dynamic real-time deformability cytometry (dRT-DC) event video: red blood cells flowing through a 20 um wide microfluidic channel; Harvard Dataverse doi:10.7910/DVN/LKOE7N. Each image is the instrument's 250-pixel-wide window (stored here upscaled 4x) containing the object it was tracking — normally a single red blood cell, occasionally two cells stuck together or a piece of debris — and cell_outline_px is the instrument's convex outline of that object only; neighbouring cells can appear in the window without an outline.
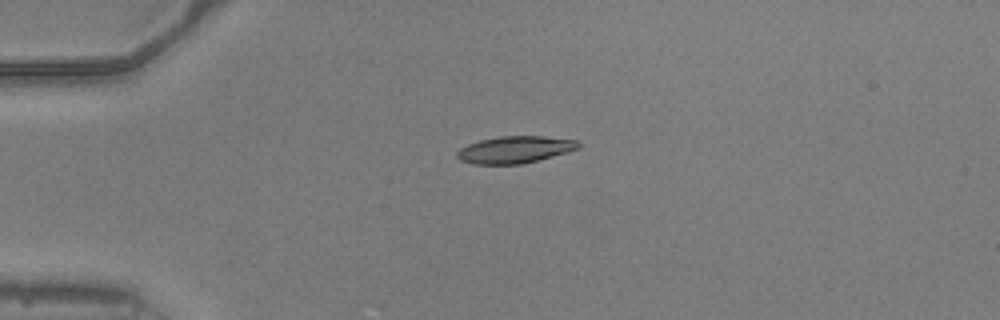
{"species": "common noctule bat (a hibernating species)", "species_latin": "Nyctalus noctula", "temperature_condition": "warm", "stored_images_in_passage": 40, "camera_frame_rate_fps": 3000, "um_per_image_px": 0.085, "animal": {"sex": "male", "body_mass_g": 20.5, "forearm_length_mm": 52.5}, "frame": {"image": 1, "passage_image": 1, "time_ms": 0.0, "image_size_px": [1000, 320], "cell_outline_px": [[580, 148], [568, 152], [520, 164], [472, 164], [460, 160], [456, 156], [456, 152], [460, 148], [468, 144], [480, 140], [500, 136], [540, 136], [580, 140]], "centroid_in_image_um": [43.77, 12.71], "position_along_channel_um": 41.2, "area_um2": 19.07}}
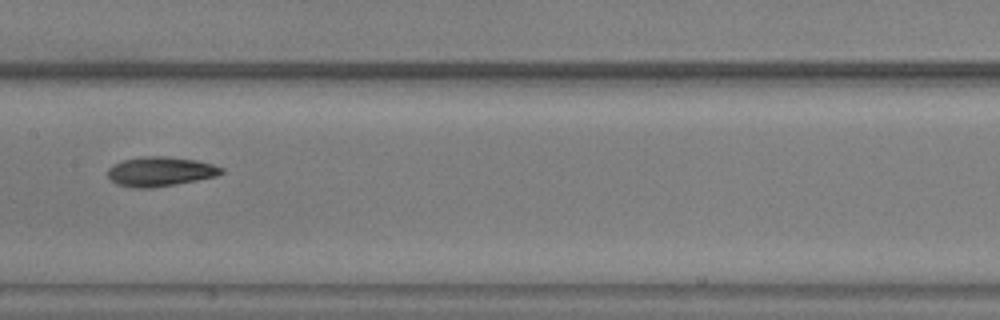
{"frame": {"image": 2, "passage_image": 15, "time_ms": 4.667, "image_size_px": [1000, 320], "cell_outline_px": [[224, 172], [216, 176], [196, 180], [152, 188], [132, 188], [116, 184], [108, 176], [108, 168], [112, 164], [124, 160], [140, 156], [164, 156], [196, 160], [212, 164], [224, 168]], "centroid_in_image_um": [13.6, 14.58], "position_along_channel_um": 193.8, "area_um2": 19.54}}
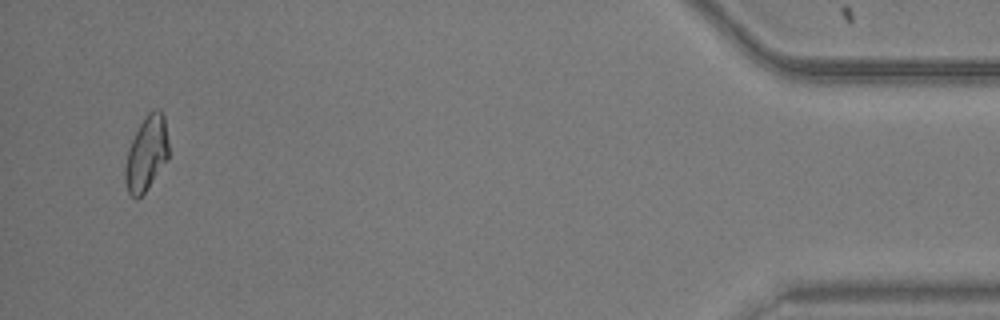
{"frame": {"image": 3, "passage_image": 38, "time_ms": 12.333, "image_size_px": [1000, 320], "cell_outline_px": [[168, 160], [144, 192], [136, 200], [128, 192], [124, 180], [124, 168], [128, 148], [144, 116], [148, 112], [156, 108], [160, 108], [164, 116], [168, 140]], "centroid_in_image_um": [12.44, 13.03], "position_along_channel_um": 422.8, "area_um2": 19.02}, "authors_computed_cell_mechanics": {"area_um2": 18.9584, "velocity_mm_per_s": 3.9594, "shape_relaxation_time_tau1_ms": 3.9442, "shape_relaxation_time_tau2_ms": 3.09, "deformation_change_tau1": 0.167, "deformation_change_tau2": 0.0897}}